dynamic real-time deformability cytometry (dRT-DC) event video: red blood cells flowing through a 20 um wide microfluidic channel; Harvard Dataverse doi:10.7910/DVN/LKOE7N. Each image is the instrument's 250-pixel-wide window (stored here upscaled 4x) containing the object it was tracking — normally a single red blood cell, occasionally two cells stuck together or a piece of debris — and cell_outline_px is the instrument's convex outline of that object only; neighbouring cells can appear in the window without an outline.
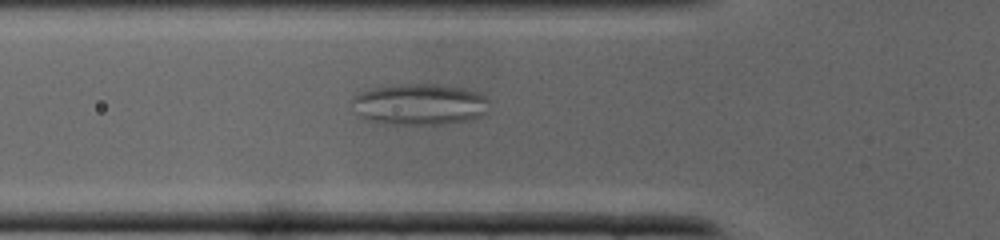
{"species": "common noctule bat (a hibernating species)", "species_latin": "Nyctalus noctula", "temperature_condition": "cold", "stored_images_in_passage": 28, "camera_frame_rate_fps": 3000, "um_per_image_px": 0.085, "animal": {"sex": "male", "body_mass_g": 19.0, "forearm_length_mm": 50.8}, "frame": {"image": 1, "passage_image": 4, "time_ms": 1.0, "image_size_px": [1000, 240], "cell_outline_px": [[488, 100], [484, 112], [480, 116], [468, 120], [448, 124], [388, 124], [372, 120], [364, 116], [360, 112], [352, 100], [352, 96], [360, 92], [376, 88], [400, 84], [436, 84], [464, 88], [476, 92], [484, 96]], "centroid_in_image_um": [35.71, 8.86], "position_along_channel_um": 90.1, "area_um2": 32.25}}
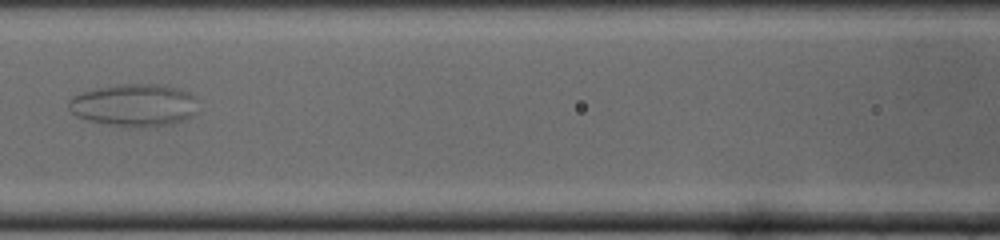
{"frame": {"image": 2, "passage_image": 8, "time_ms": 2.333, "image_size_px": [1000, 240], "cell_outline_px": [[196, 112], [192, 116], [184, 120], [172, 124], [140, 128], [128, 128], [88, 120], [76, 116], [68, 108], [68, 100], [72, 96], [80, 92], [100, 88], [124, 84], [168, 84], [180, 88], [188, 92], [192, 96]], "centroid_in_image_um": [11.39, 8.95], "position_along_channel_um": 155.2, "area_um2": 32.19}}